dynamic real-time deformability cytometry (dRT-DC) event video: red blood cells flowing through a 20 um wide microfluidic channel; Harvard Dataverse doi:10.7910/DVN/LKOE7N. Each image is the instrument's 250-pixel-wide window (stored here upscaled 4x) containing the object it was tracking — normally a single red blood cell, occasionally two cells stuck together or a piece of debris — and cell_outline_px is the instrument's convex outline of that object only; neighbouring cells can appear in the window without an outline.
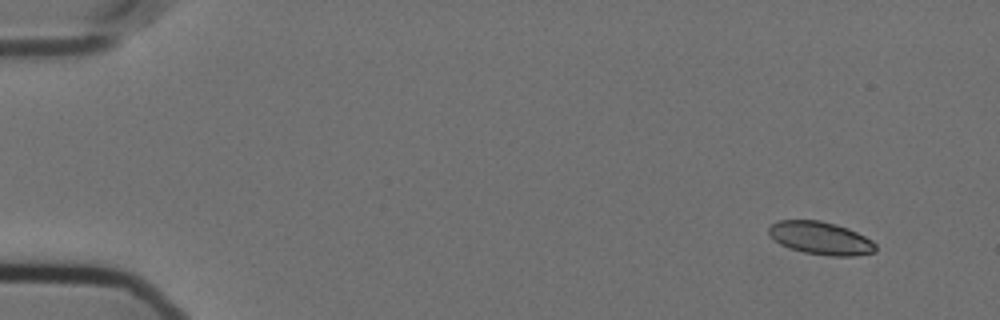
{"species": "Egyptian fruit bat (a non-hibernating species)", "species_latin": "Rousettus aegyptiacus", "temperature_condition": "cold", "stored_images_in_passage": 54, "camera_frame_rate_fps": 3000, "um_per_image_px": 0.085, "animal": {"sex": "female"}, "frame": {"image": 1, "passage_image": 1, "time_ms": 0.0, "image_size_px": [1000, 320], "cell_outline_px": [[876, 252], [856, 256], [828, 256], [804, 252], [780, 244], [768, 236], [768, 228], [772, 224], [780, 220], [820, 220], [836, 224], [848, 228], [872, 240], [876, 244]], "centroid_in_image_um": [69.76, 20.24], "position_along_channel_um": 15.2, "area_um2": 20.58}}
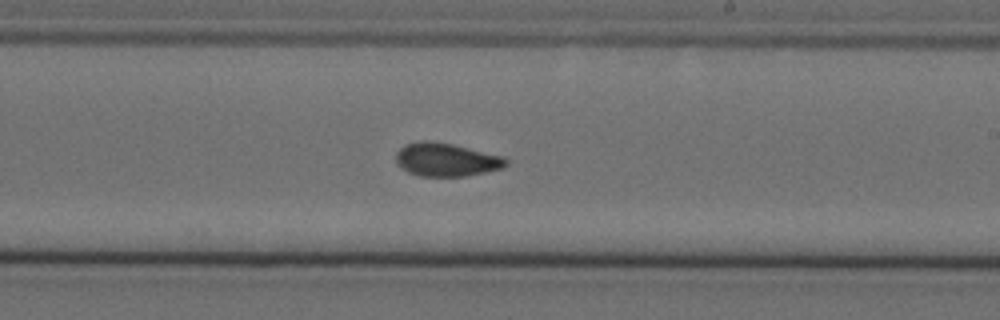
{"frame": {"image": 2, "passage_image": 31, "time_ms": 10.0, "image_size_px": [1000, 320], "cell_outline_px": [[508, 164], [504, 168], [464, 176], [420, 176], [408, 172], [396, 164], [396, 152], [404, 144], [420, 140], [428, 140], [452, 144], [504, 156], [508, 160]], "centroid_in_image_um": [37.92, 13.56], "position_along_channel_um": 251.1, "area_um2": 21.5}}
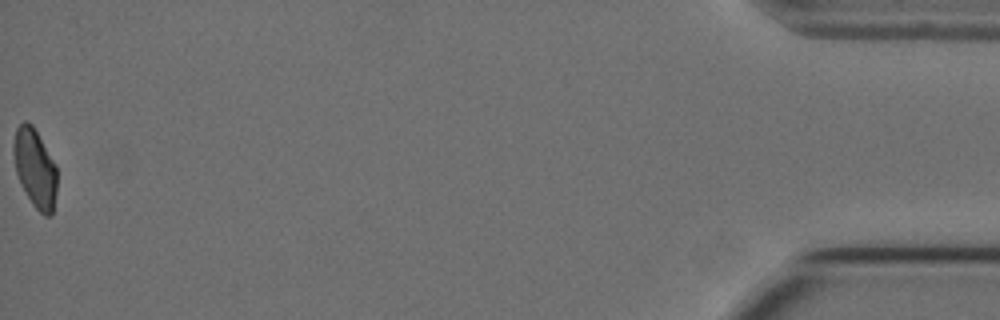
{"frame": {"image": 3, "passage_image": 54, "time_ms": 17.667, "image_size_px": [1000, 320], "cell_outline_px": [[56, 192], [52, 216], [44, 216], [32, 204], [20, 184], [16, 172], [12, 152], [12, 144], [16, 128], [24, 120], [32, 124], [56, 164]], "centroid_in_image_um": [2.96, 14.29], "position_along_channel_um": 432.2, "area_um2": 20.11}, "authors_computed_cell_mechanics": {"area_um2": 20.8947, "velocity_mm_per_s": 3.5813, "shape_relaxation_time_tau1_ms": 9.2084, "shape_relaxation_time_tau2_ms": 1.866, "deformation_change_tau1": 0.1652, "deformation_change_tau2": 0.0507}}